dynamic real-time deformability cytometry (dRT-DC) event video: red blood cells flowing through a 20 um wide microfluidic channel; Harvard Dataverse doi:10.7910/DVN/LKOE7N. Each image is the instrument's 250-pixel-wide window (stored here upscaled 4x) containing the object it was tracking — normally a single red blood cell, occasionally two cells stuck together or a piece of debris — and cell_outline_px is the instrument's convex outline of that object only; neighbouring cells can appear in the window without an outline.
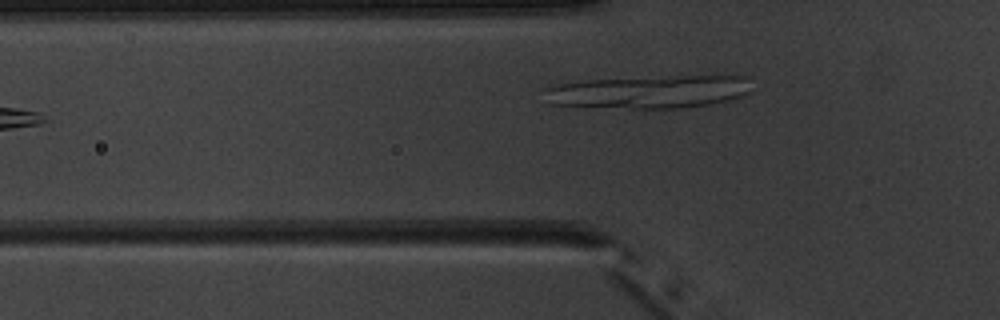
{"species": "common noctule bat (a hibernating species)", "species_latin": "Nyctalus noctula", "temperature_condition": "warm", "stored_images_in_passage": 3, "camera_frame_rate_fps": 3000, "um_per_image_px": 0.085, "animal": {"sex": "male", "body_mass_g": 20.1, "forearm_length_mm": 53.5}, "frame": {"image": 1, "passage_image": 3, "time_ms": 2.0, "image_size_px": [1000, 320], "cell_outline_px": [[748, 92], [740, 96], [728, 100], [708, 104], [684, 108], [632, 108], [552, 104], [544, 88], [556, 84], [584, 80], [676, 76], [744, 76]], "centroid_in_image_um": [55.14, 7.8], "position_along_channel_um": 70.7, "area_um2": 38.78}}